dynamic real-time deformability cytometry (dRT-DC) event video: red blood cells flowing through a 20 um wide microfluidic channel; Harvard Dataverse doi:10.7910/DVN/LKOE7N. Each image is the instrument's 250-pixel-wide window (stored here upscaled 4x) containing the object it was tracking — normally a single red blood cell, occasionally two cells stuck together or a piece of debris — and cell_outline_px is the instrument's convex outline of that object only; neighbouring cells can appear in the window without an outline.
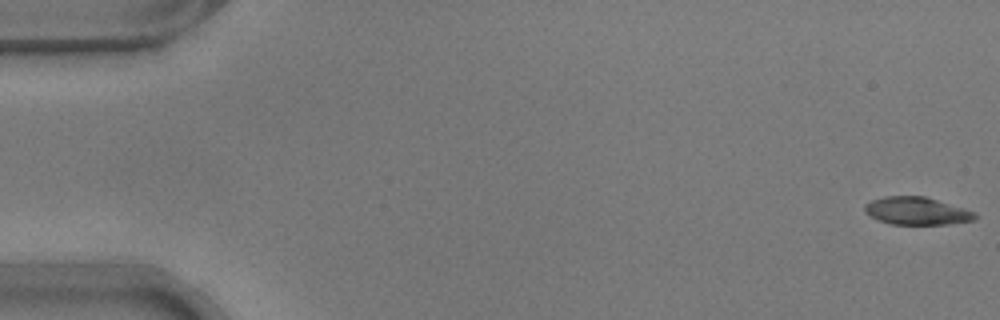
{"species": "common noctule bat (a hibernating species)", "species_latin": "Nyctalus noctula", "temperature_condition": "warm", "stored_images_in_passage": 54, "camera_frame_rate_fps": 3000, "um_per_image_px": 0.085, "animal": {"sex": "male", "body_mass_g": 17.9}, "frame": {"image": 1, "passage_image": 1, "time_ms": 0.0, "image_size_px": [1000, 320], "cell_outline_px": [[976, 216], [972, 220], [948, 224], [892, 224], [880, 220], [864, 212], [864, 204], [872, 200], [884, 196], [924, 196], [964, 208], [976, 212]], "centroid_in_image_um": [77.9, 17.92], "position_along_channel_um": 7.1, "area_um2": 17.57}}
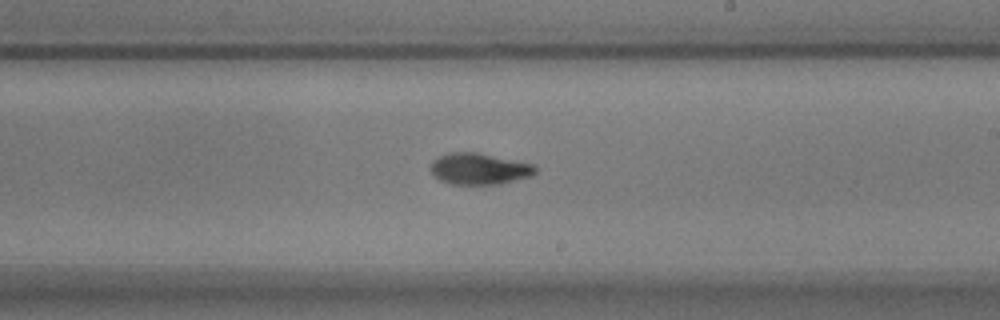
{"frame": {"image": 2, "passage_image": 32, "time_ms": 10.333, "image_size_px": [1000, 320], "cell_outline_px": [[536, 172], [532, 176], [500, 184], [452, 184], [440, 180], [432, 172], [432, 160], [448, 152], [476, 152], [536, 164]], "centroid_in_image_um": [40.78, 14.34], "position_along_channel_um": 248.2, "area_um2": 19.13}}
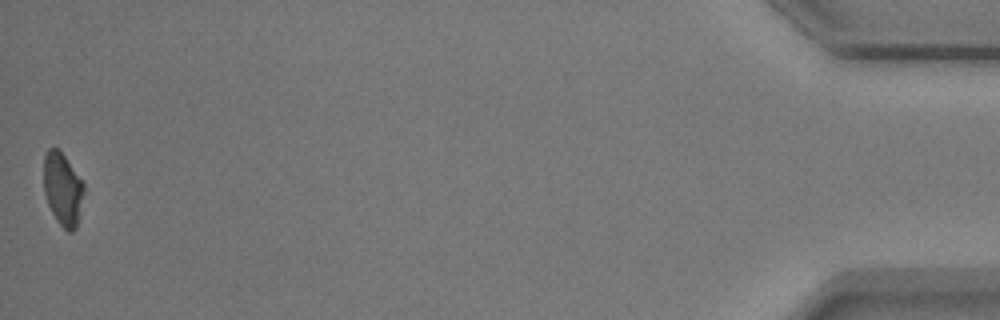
{"frame": {"image": 3, "passage_image": 54, "time_ms": 17.667, "image_size_px": [1000, 320], "cell_outline_px": [[84, 192], [76, 228], [72, 232], [68, 232], [56, 220], [48, 204], [44, 192], [44, 156], [48, 148], [56, 148], [64, 156], [84, 184]], "centroid_in_image_um": [5.32, 16.09], "position_along_channel_um": 429.9, "area_um2": 16.76}, "authors_computed_cell_mechanics": {"area_um2": 18.785, "velocity_mm_per_s": 3.754, "shape_relaxation_time_tau1_ms": 4.1137, "shape_relaxation_time_tau2_ms": 2.8822, "deformation_change_tau1": 0.1678, "deformation_change_tau2": 0.0737}}